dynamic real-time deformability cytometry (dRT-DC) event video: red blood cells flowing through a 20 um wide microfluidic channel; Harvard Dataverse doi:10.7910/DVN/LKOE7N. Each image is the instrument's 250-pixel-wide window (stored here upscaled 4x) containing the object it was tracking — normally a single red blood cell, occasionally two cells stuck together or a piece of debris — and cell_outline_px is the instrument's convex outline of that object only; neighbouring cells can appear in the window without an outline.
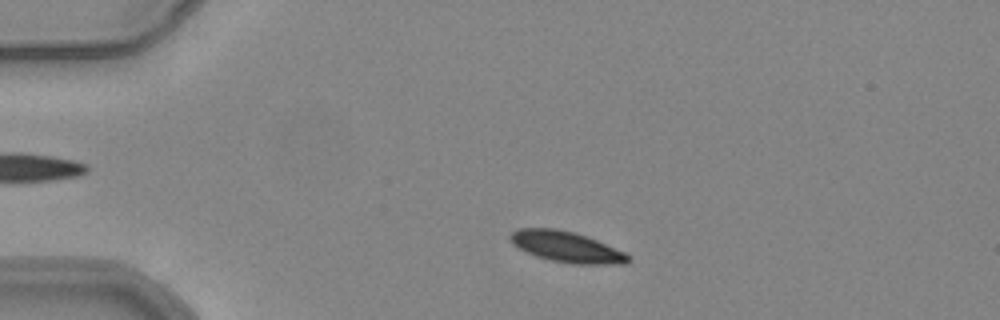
{"species": "common noctule bat (a hibernating species)", "species_latin": "Nyctalus noctula", "temperature_condition": "warm", "stored_images_in_passage": 49, "camera_frame_rate_fps": 3000, "um_per_image_px": 0.085, "animal": {"sex": "female", "body_mass_g": 24.6, "forearm_length_mm": 56.2}, "frame": {"image": 1, "passage_image": 7, "time_ms": 2.0, "image_size_px": [1000, 320], "cell_outline_px": [[632, 260], [624, 264], [572, 264], [552, 260], [536, 256], [512, 244], [508, 240], [508, 236], [516, 228], [556, 228], [576, 232], [596, 240], [624, 252], [632, 256]], "centroid_in_image_um": [48.15, 20.97], "position_along_channel_um": 36.9, "area_um2": 21.27}}
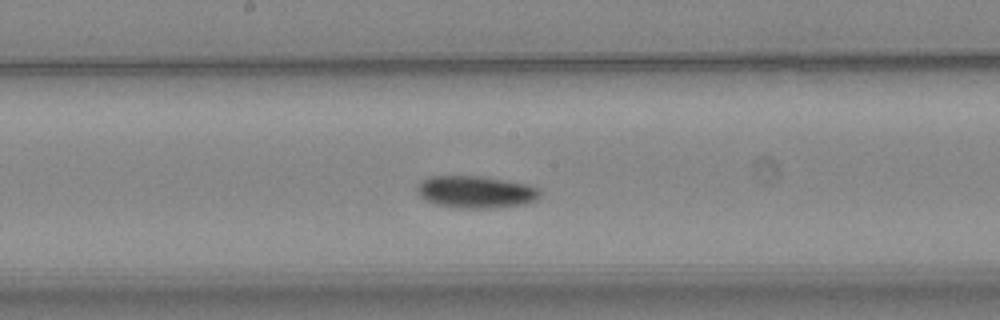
{"frame": {"image": 2, "passage_image": 24, "time_ms": 7.667, "image_size_px": [1000, 320], "cell_outline_px": [[540, 192], [536, 200], [524, 204], [488, 208], [456, 208], [436, 204], [424, 200], [416, 192], [416, 184], [420, 180], [428, 176], [484, 176], [528, 184], [536, 188]], "centroid_in_image_um": [40.36, 16.3], "position_along_channel_um": 207.8, "area_um2": 23.24}}
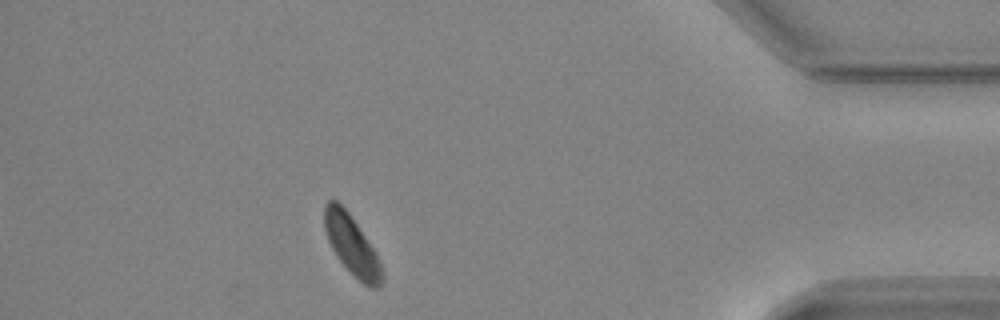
{"frame": {"image": 3, "passage_image": 43, "time_ms": 14.0, "image_size_px": [1000, 320], "cell_outline_px": [[384, 280], [376, 288], [368, 288], [340, 260], [332, 248], [328, 240], [324, 228], [324, 204], [328, 200], [336, 200], [348, 212], [376, 252], [380, 260], [384, 276]], "centroid_in_image_um": [29.91, 20.83], "position_along_channel_um": 405.3, "area_um2": 19.65}, "authors_computed_cell_mechanics": {"area_um2": 21.5016, "velocity_mm_per_s": 3.8265, "shape_relaxation_time_tau1_ms": 4.9025, "shape_relaxation_time_tau2_ms": null, "deformation_change_tau1": 0.1048, "deformation_change_tau2": null}}